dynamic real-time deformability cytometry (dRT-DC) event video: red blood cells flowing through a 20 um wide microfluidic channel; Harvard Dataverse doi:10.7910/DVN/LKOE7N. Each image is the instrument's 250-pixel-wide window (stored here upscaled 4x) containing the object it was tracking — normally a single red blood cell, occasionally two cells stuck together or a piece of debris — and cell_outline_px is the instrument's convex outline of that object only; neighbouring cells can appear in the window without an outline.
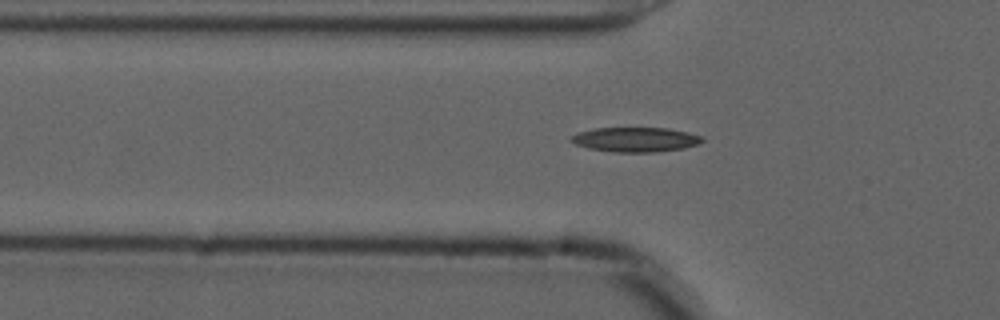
{"species": "common noctule bat (a hibernating species)", "species_latin": "Nyctalus noctula", "temperature_condition": "cold", "stored_images_in_passage": 40, "camera_frame_rate_fps": 3000, "um_per_image_px": 0.085, "animal": {"sex": "male", "forearm_length_mm": 52.5}, "frame": {"image": 1, "passage_image": 8, "time_ms": 2.333, "image_size_px": [1000, 320], "cell_outline_px": [[704, 140], [696, 144], [684, 148], [656, 152], [616, 152], [588, 148], [576, 144], [568, 140], [576, 132], [596, 128], [668, 128], [688, 132], [700, 136]], "centroid_in_image_um": [53.98, 11.86], "position_along_channel_um": 71.8, "area_um2": 18.73}}
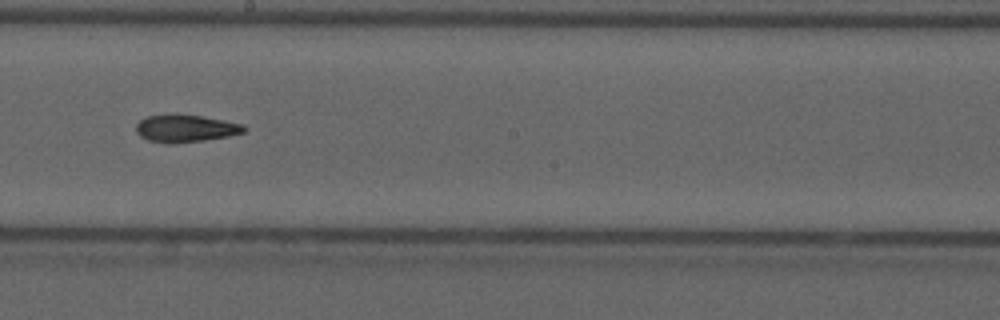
{"frame": {"image": 2, "passage_image": 21, "time_ms": 6.667, "image_size_px": [1000, 320], "cell_outline_px": [[244, 132], [228, 136], [204, 140], [172, 144], [148, 140], [140, 136], [136, 132], [136, 124], [140, 120], [148, 116], [168, 112], [200, 116], [244, 124]], "centroid_in_image_um": [15.71, 10.89], "position_along_channel_um": 232.5, "area_um2": 17.4}}
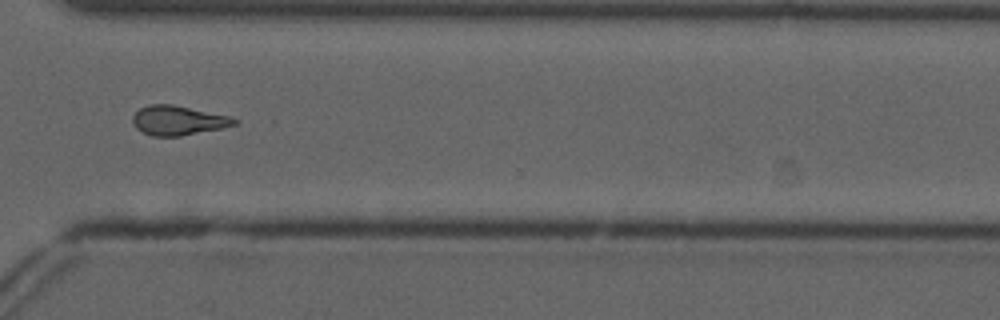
{"frame": {"image": 3, "passage_image": 31, "time_ms": 10.0, "image_size_px": [1000, 320], "cell_outline_px": [[236, 124], [220, 128], [180, 136], [152, 136], [136, 128], [132, 124], [132, 116], [140, 108], [148, 104], [172, 104], [228, 116], [236, 120]], "centroid_in_image_um": [15.06, 10.23], "position_along_channel_um": 355.5, "area_um2": 17.17}, "authors_computed_cell_mechanics": {"area_um2": 17.1088, "velocity_mm_per_s": 3.6989, "shape_relaxation_time_tau1_ms": null, "shape_relaxation_time_tau2_ms": 5.0304, "deformation_change_tau1": null, "deformation_change_tau2": 0.132}}